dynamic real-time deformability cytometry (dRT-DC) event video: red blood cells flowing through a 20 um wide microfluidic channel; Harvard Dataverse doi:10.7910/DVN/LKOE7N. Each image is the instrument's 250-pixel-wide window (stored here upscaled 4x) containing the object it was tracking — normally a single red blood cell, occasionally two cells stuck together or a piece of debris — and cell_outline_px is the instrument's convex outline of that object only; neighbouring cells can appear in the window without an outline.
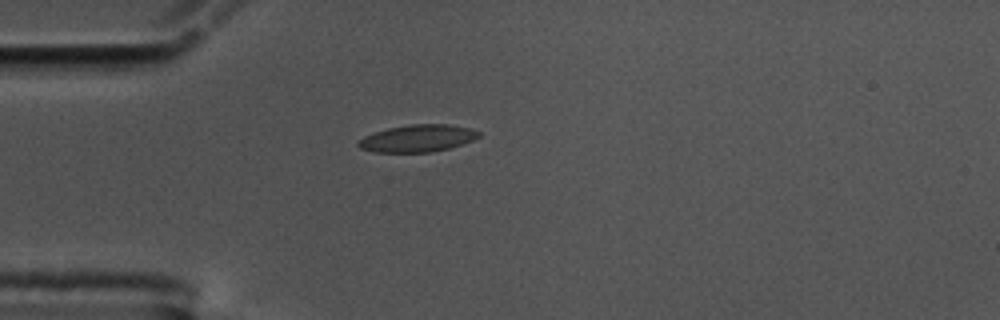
{"species": "common noctule bat (a hibernating species)", "species_latin": "Nyctalus noctula", "temperature_condition": "cold", "stored_images_in_passage": 42, "camera_frame_rate_fps": 3000, "um_per_image_px": 0.085, "animal": {"sex": "male", "body_mass_g": 17.5, "forearm_length_mm": 52.3}, "frame": {"image": 1, "passage_image": 1, "time_ms": 0.0, "image_size_px": [1000, 320], "cell_outline_px": [[480, 136], [472, 140], [448, 148], [432, 152], [372, 152], [360, 148], [356, 144], [364, 136], [388, 128], [408, 124], [448, 124], [468, 128], [480, 132]], "centroid_in_image_um": [35.47, 11.76], "position_along_channel_um": 49.5, "area_um2": 18.9}}
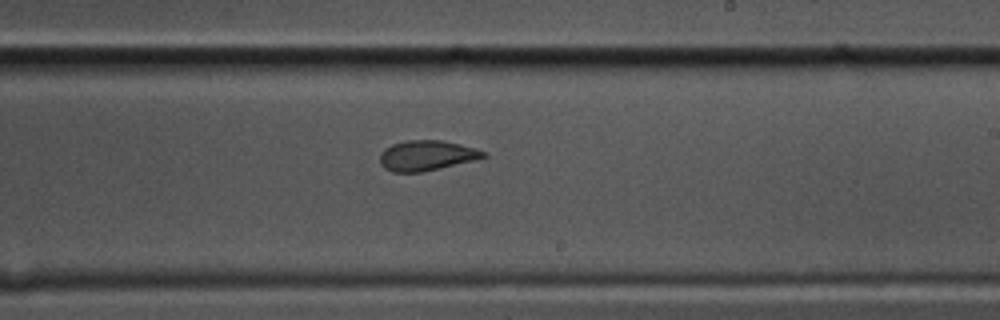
{"frame": {"image": 2, "passage_image": 19, "time_ms": 6.0, "image_size_px": [1000, 320], "cell_outline_px": [[488, 156], [440, 168], [420, 172], [392, 172], [384, 168], [380, 164], [380, 152], [384, 148], [392, 144], [408, 140], [440, 140], [460, 144], [476, 148], [488, 152]], "centroid_in_image_um": [36.25, 13.21], "position_along_channel_um": 252.8, "area_um2": 18.21}}
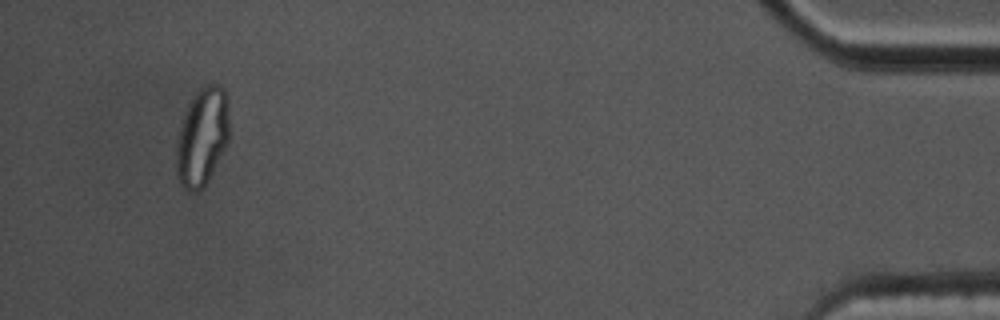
{"frame": {"image": 3, "passage_image": 39, "time_ms": 12.667, "image_size_px": [1000, 320], "cell_outline_px": [[228, 144], [224, 152], [204, 188], [196, 192], [188, 192], [180, 184], [176, 176], [176, 140], [180, 124], [184, 112], [192, 96], [204, 84], [220, 84], [224, 88], [228, 100]], "centroid_in_image_um": [17.17, 11.64], "position_along_channel_um": 418.0, "area_um2": 31.04}, "authors_computed_cell_mechanics": {"area_um2": 18.8717, "velocity_mm_per_s": 3.5737, "shape_relaxation_time_tau1_ms": null, "shape_relaxation_time_tau2_ms": 1.5623, "deformation_change_tau1": null, "deformation_change_tau2": 0.0717}}